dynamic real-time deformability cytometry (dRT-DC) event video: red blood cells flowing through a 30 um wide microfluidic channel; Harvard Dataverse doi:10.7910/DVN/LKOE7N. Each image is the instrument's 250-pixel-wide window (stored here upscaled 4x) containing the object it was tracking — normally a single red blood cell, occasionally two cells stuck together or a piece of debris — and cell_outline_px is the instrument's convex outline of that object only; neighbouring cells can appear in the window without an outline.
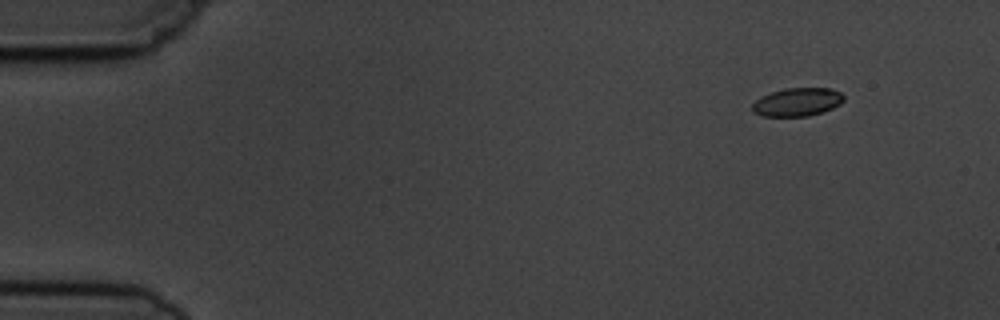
{"species": "common noctule bat (a hibernating species)", "species_latin": "Nyctalus noctula", "temperature_condition": "cold", "stored_images_in_passage": 3, "camera_frame_rate_fps": 3000, "um_per_image_px": 0.085, "animal": {"sex": "male", "body_mass_g": 19.5, "forearm_length_mm": 54.6}, "frame": {"image": 1, "passage_image": 1, "time_ms": 0.0, "image_size_px": [1000, 320], "cell_outline_px": [[844, 100], [840, 104], [832, 108], [808, 116], [764, 116], [752, 112], [752, 104], [760, 96], [784, 88], [832, 88], [840, 92], [844, 96]], "centroid_in_image_um": [67.76, 8.66], "position_along_channel_um": 17.2, "area_um2": 15.09}}
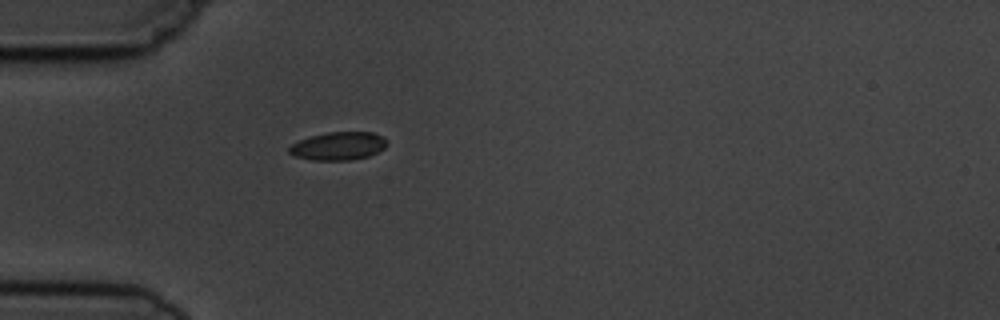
{"frame": {"image": 2, "passage_image": 3, "time_ms": 3.667, "image_size_px": [1000, 320], "cell_outline_px": [[388, 144], [384, 148], [368, 156], [348, 160], [312, 160], [296, 156], [288, 152], [288, 148], [292, 144], [308, 136], [328, 132], [372, 132], [384, 136], [388, 140]], "centroid_in_image_um": [28.78, 12.4], "position_along_channel_um": 56.2, "area_um2": 16.07}}